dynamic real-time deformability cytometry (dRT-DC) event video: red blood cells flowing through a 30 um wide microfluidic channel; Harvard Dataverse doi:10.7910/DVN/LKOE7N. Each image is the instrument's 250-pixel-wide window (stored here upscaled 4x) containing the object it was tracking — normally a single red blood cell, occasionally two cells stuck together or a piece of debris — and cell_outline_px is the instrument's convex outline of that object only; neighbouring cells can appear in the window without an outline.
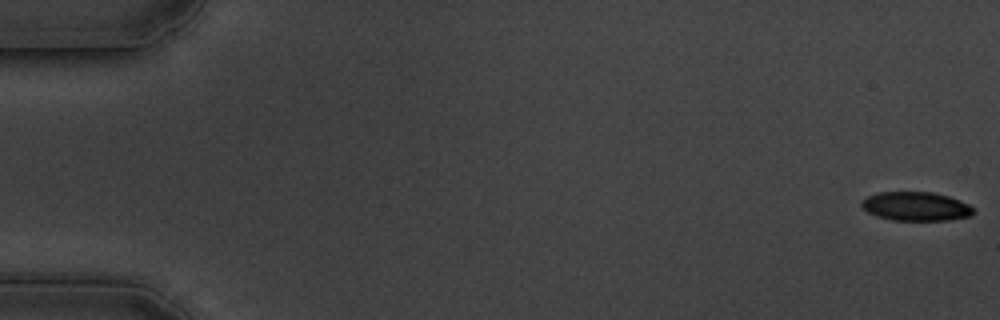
{"species": "common noctule bat (a hibernating species)", "species_latin": "Nyctalus noctula", "temperature_condition": "cold", "stored_images_in_passage": 60, "camera_frame_rate_fps": 3000, "um_per_image_px": 0.085, "animal": {"sex": "male", "body_mass_g": 19.5, "forearm_length_mm": 54.6}, "frame": {"image": 1, "passage_image": 1, "time_ms": 0.0, "image_size_px": [1000, 320], "cell_outline_px": [[972, 216], [948, 220], [892, 220], [876, 216], [868, 212], [860, 204], [868, 196], [880, 192], [932, 192], [948, 196], [960, 200], [968, 204], [972, 208]], "centroid_in_image_um": [77.86, 17.54], "position_along_channel_um": 7.1, "area_um2": 18.67}}
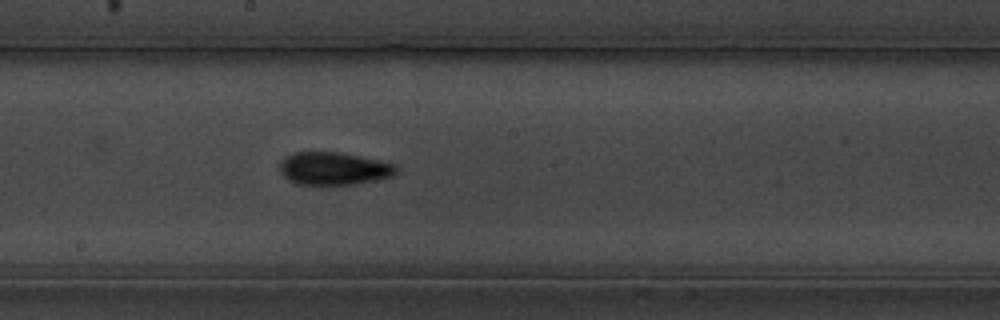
{"frame": {"image": 2, "passage_image": 33, "time_ms": 10.667, "image_size_px": [1000, 320], "cell_outline_px": [[400, 168], [392, 176], [352, 184], [296, 184], [288, 180], [280, 172], [280, 164], [292, 152], [340, 152], [360, 156], [396, 164]], "centroid_in_image_um": [28.38, 14.32], "position_along_channel_um": 219.8, "area_um2": 22.02}}
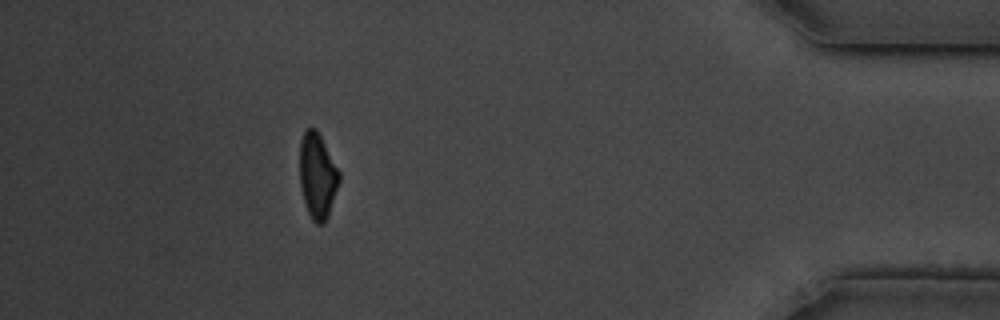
{"frame": {"image": 3, "passage_image": 54, "time_ms": 17.667, "image_size_px": [1000, 320], "cell_outline_px": [[340, 180], [328, 216], [324, 224], [316, 224], [312, 220], [308, 212], [304, 200], [300, 184], [300, 140], [304, 128], [316, 128], [340, 172]], "centroid_in_image_um": [26.98, 14.93], "position_along_channel_um": 408.2, "area_um2": 19.65}, "authors_computed_cell_mechanics": {"area_um2": 20.9814, "velocity_mm_per_s": 3.3876, "shape_relaxation_time_tau1_ms": 3.6792, "shape_relaxation_time_tau2_ms": 3.7362, "deformation_change_tau1": 0.1518, "deformation_change_tau2": 0.103}}